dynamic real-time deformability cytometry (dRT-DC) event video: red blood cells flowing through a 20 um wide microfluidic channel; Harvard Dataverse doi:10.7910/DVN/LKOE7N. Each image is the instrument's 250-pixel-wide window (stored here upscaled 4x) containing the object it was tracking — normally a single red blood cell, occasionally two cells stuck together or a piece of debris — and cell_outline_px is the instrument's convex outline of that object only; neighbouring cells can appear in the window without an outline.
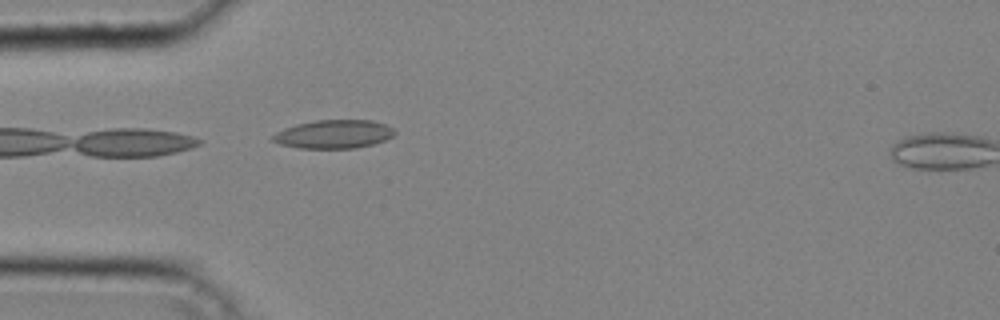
{"species": "common noctule bat (a hibernating species)", "species_latin": "Nyctalus noctula", "temperature_condition": "cold", "stored_images_in_passage": 3, "camera_frame_rate_fps": 3000, "um_per_image_px": 0.085, "animal": {"sex": "male", "body_mass_g": 20.4}, "frame": {"image": 1, "passage_image": 3, "time_ms": 0.667, "image_size_px": [1000, 320], "cell_outline_px": [[396, 132], [392, 136], [384, 140], [372, 144], [356, 148], [300, 148], [280, 144], [272, 140], [272, 136], [276, 132], [284, 128], [296, 124], [316, 120], [372, 120], [396, 128]], "centroid_in_image_um": [28.38, 11.39], "position_along_channel_um": 56.6, "area_um2": 20.23}}